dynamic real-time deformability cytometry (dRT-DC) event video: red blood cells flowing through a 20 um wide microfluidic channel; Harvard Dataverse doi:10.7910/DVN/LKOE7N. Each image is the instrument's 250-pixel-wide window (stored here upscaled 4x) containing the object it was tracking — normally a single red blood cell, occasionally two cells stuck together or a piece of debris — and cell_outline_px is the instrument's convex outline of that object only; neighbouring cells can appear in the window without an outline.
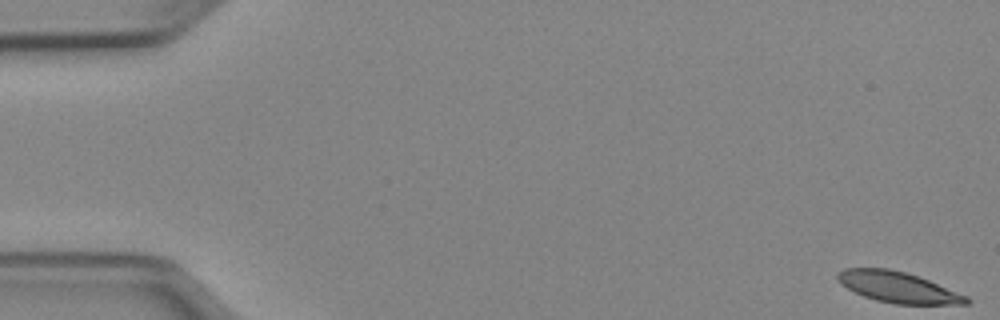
{"species": "Egyptian fruit bat (a non-hibernating species)", "species_latin": "Rousettus aegyptiacus", "temperature_condition": "cold", "stored_images_in_passage": 52, "camera_frame_rate_fps": 3000, "um_per_image_px": 0.085, "animal": {"sex": "female"}, "frame": {"image": 1, "passage_image": 1, "time_ms": 0.0, "image_size_px": [1000, 320], "cell_outline_px": [[972, 300], [968, 304], [896, 304], [876, 300], [864, 296], [840, 284], [836, 280], [836, 272], [844, 268], [888, 268], [904, 272], [928, 280], [968, 296]], "centroid_in_image_um": [76.31, 24.41], "position_along_channel_um": 8.7, "area_um2": 23.06}}
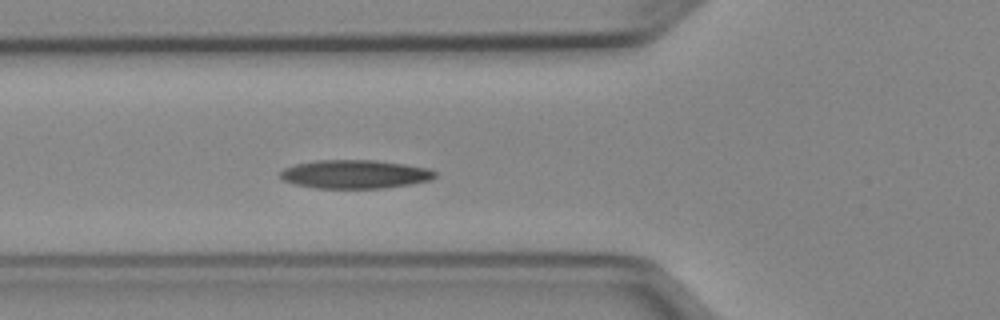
{"frame": {"image": 2, "passage_image": 19, "time_ms": 6.0, "image_size_px": [1000, 320], "cell_outline_px": [[436, 176], [428, 180], [412, 184], [384, 188], [316, 188], [296, 184], [284, 180], [280, 176], [280, 172], [284, 168], [296, 164], [316, 160], [376, 160], [404, 164], [428, 168], [436, 172]], "centroid_in_image_um": [30.18, 14.8], "position_along_channel_um": 95.6, "area_um2": 25.66}}
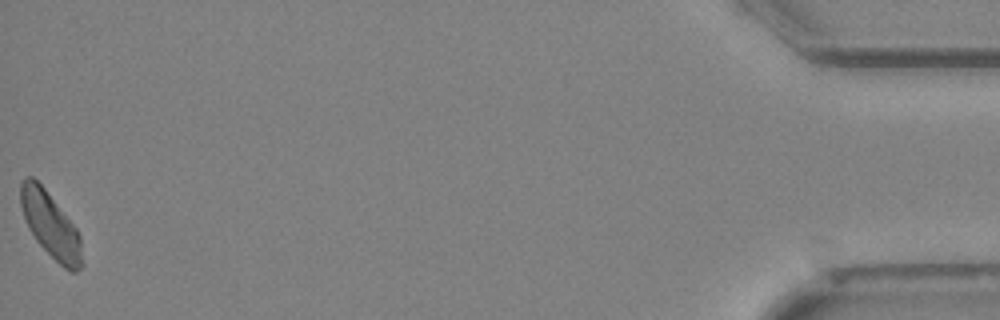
{"frame": {"image": 3, "passage_image": 52, "time_ms": 17.0, "image_size_px": [1000, 320], "cell_outline_px": [[84, 264], [76, 272], [72, 272], [64, 268], [36, 240], [28, 228], [20, 204], [20, 184], [24, 176], [32, 176], [44, 188], [76, 228], [80, 236]], "centroid_in_image_um": [4.3, 19.14], "position_along_channel_um": 430.9, "area_um2": 23.18}, "authors_computed_cell_mechanics": {"area_um2": 24.7095, "velocity_mm_per_s": 3.9187, "shape_relaxation_time_tau1_ms": 8.2861, "shape_relaxation_time_tau2_ms": null, "deformation_change_tau1": 0.1475, "deformation_change_tau2": null}}